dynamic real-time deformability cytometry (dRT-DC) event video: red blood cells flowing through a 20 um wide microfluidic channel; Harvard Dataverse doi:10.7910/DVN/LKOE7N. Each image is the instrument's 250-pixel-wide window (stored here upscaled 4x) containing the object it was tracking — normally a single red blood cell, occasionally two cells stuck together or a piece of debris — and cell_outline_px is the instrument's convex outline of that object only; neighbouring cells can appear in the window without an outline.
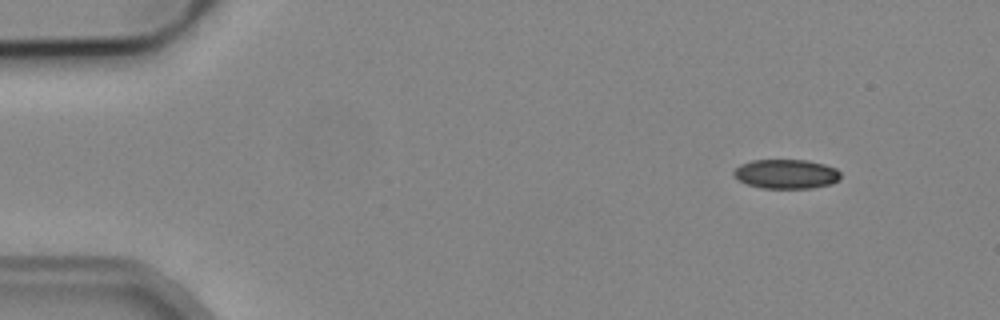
{"species": "common noctule bat (a hibernating species)", "species_latin": "Nyctalus noctula", "temperature_condition": "cold", "stored_images_in_passage": 8, "camera_frame_rate_fps": 3000, "um_per_image_px": 0.085, "animal": {"sex": "male", "body_mass_g": 19.2, "forearm_length_mm": 51.8}, "frame": {"image": 1, "passage_image": 1, "time_ms": 0.0, "image_size_px": [1000, 320], "cell_outline_px": [[840, 180], [832, 184], [812, 188], [760, 188], [748, 184], [732, 176], [732, 172], [740, 164], [752, 160], [808, 160], [824, 164], [836, 168], [840, 172]], "centroid_in_image_um": [66.84, 14.79], "position_along_channel_um": 18.2, "area_um2": 18.44}}